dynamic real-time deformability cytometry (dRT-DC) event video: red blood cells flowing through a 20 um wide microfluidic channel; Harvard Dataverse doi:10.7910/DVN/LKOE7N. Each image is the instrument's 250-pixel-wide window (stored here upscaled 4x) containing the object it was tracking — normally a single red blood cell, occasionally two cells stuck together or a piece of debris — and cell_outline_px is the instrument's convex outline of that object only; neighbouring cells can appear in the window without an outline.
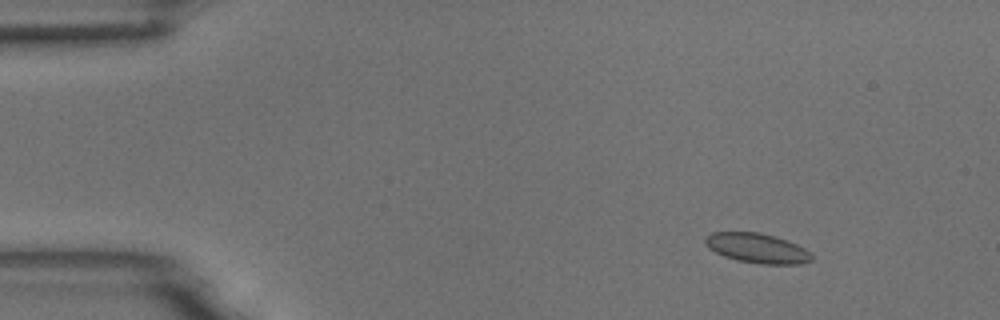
{"species": "common noctule bat (a hibernating species)", "species_latin": "Nyctalus noctula", "temperature_condition": "room temperature", "stored_images_in_passage": 5, "camera_frame_rate_fps": 3000, "um_per_image_px": 0.085, "animal": {"sex": "male", "body_mass_g": 18.8}, "frame": {"image": 1, "passage_image": 2, "time_ms": 0.333, "image_size_px": [1000, 320], "cell_outline_px": [[812, 260], [800, 264], [760, 264], [736, 260], [724, 256], [708, 248], [704, 244], [704, 236], [712, 232], [760, 232], [776, 236], [788, 240], [804, 248], [812, 256]], "centroid_in_image_um": [64.32, 21.08], "position_along_channel_um": 20.7, "area_um2": 18.61}}
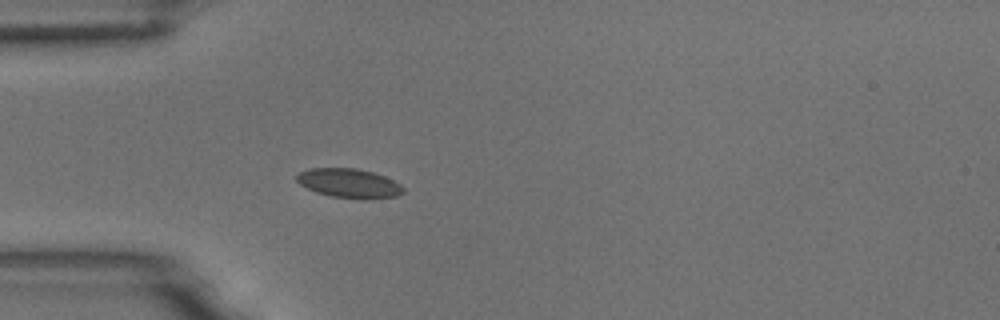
{"frame": {"image": 2, "passage_image": 5, "time_ms": 1.333, "image_size_px": [1000, 320], "cell_outline_px": [[404, 192], [396, 196], [332, 196], [316, 192], [300, 184], [296, 180], [296, 176], [300, 172], [312, 168], [356, 168], [372, 172], [384, 176], [400, 184], [404, 188]], "centroid_in_image_um": [29.62, 15.52], "position_along_channel_um": 55.4, "area_um2": 17.17}}